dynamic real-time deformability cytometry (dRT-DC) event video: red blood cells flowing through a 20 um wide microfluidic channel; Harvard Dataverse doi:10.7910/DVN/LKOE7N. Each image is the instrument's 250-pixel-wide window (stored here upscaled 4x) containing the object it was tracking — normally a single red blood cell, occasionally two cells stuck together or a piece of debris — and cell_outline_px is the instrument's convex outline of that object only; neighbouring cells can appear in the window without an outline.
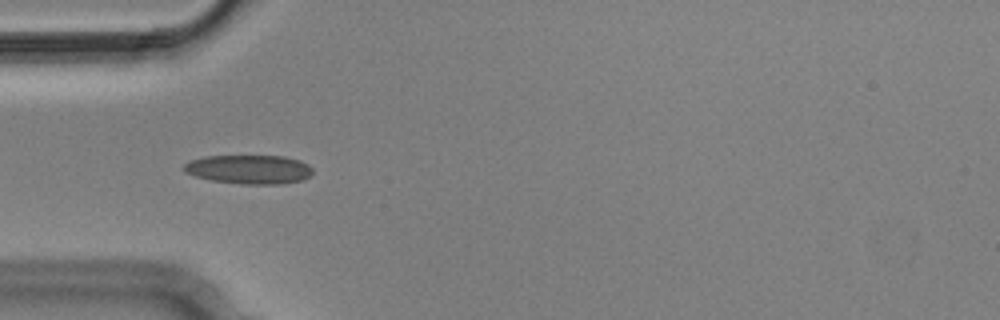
{"species": "Egyptian fruit bat (a non-hibernating species)", "species_latin": "Rousettus aegyptiacus", "temperature_condition": "cold", "stored_images_in_passage": 5, "camera_frame_rate_fps": 3000, "um_per_image_px": 0.085, "animal": {"sex": "male"}, "frame": {"image": 1, "passage_image": 4, "time_ms": 1.0, "image_size_px": [1000, 320], "cell_outline_px": [[312, 172], [304, 180], [280, 184], [240, 184], [212, 180], [196, 176], [184, 172], [184, 164], [192, 160], [204, 156], [284, 156], [300, 160], [308, 164], [312, 168]], "centroid_in_image_um": [21.2, 14.4], "position_along_channel_um": 63.8, "area_um2": 21.73}}